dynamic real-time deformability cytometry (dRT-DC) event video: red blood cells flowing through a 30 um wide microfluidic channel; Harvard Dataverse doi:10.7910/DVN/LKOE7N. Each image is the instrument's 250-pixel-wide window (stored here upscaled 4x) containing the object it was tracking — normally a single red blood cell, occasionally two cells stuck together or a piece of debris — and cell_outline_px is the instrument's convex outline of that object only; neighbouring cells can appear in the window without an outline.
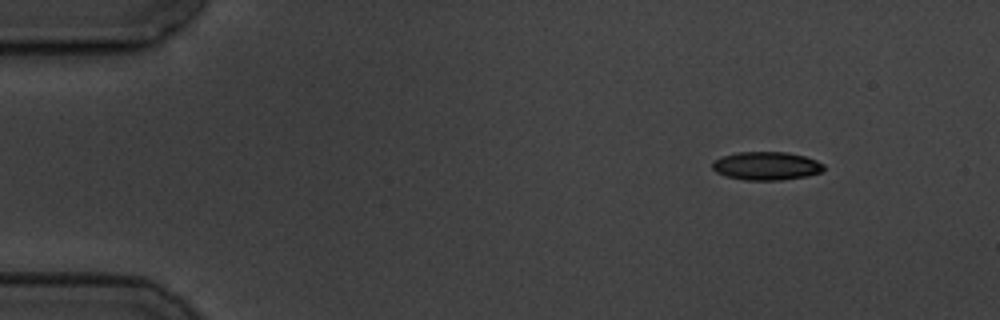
{"species": "common noctule bat (a hibernating species)", "species_latin": "Nyctalus noctula", "temperature_condition": "cold", "stored_images_in_passage": 5, "segment_of_instrument_passage": [1, 2], "camera_frame_rate_fps": 3000, "um_per_image_px": 0.085, "animal": {"sex": "male", "body_mass_g": 19.5, "forearm_length_mm": 54.6}, "frame": {"image": 1, "passage_image": 1, "time_ms": 0.0, "image_size_px": [1000, 320], "cell_outline_px": [[824, 168], [820, 172], [808, 176], [780, 180], [744, 180], [728, 176], [716, 172], [712, 168], [712, 160], [736, 152], [788, 152], [804, 156], [816, 160], [824, 164]], "centroid_in_image_um": [65.14, 14.1], "position_along_channel_um": 19.9, "area_um2": 18.38}}